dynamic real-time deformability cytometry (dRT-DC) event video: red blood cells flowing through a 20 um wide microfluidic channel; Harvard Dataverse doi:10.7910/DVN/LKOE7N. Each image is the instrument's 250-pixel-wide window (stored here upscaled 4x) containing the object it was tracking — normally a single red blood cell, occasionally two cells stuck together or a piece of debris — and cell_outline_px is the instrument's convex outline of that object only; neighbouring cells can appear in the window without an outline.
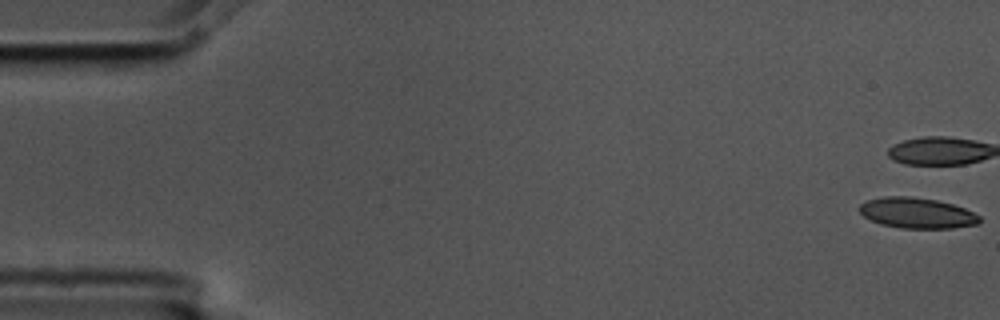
{"species": "common noctule bat (a hibernating species)", "species_latin": "Nyctalus noctula", "temperature_condition": "cold", "stored_images_in_passage": 6, "camera_frame_rate_fps": 3000, "um_per_image_px": 0.085, "animal": {"sex": "male", "body_mass_g": 17.5, "forearm_length_mm": 52.3}, "frame": {"image": 1, "passage_image": 1, "time_ms": 0.0, "image_size_px": [1000, 320], "cell_outline_px": [[980, 224], [952, 228], [900, 228], [880, 224], [864, 216], [860, 212], [860, 204], [868, 200], [884, 196], [908, 196], [936, 200], [952, 204], [964, 208], [980, 216]], "centroid_in_image_um": [77.95, 18.11], "position_along_channel_um": 7.0, "area_um2": 21.33}}